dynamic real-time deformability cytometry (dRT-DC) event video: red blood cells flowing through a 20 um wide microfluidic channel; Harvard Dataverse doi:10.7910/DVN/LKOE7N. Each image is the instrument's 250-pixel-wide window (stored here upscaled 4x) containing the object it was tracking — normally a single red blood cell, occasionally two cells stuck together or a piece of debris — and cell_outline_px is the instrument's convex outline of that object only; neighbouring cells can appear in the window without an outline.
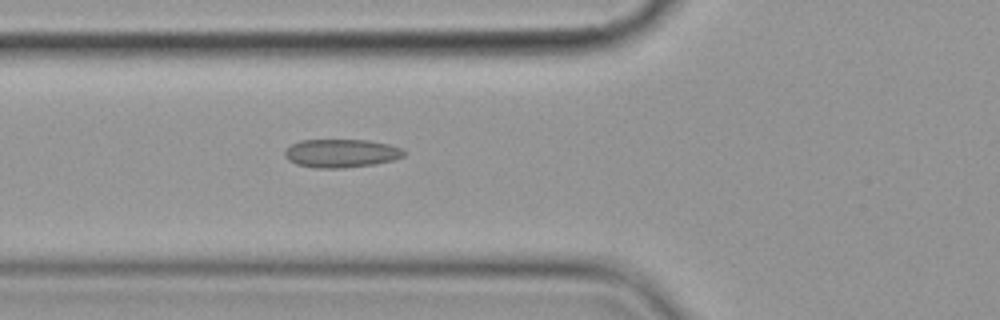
{"species": "common noctule bat (a hibernating species)", "species_latin": "Nyctalus noctula", "temperature_condition": "cold", "stored_images_in_passage": 6, "camera_frame_rate_fps": 3000, "um_per_image_px": 0.085, "animal": {"sex": "female", "body_mass_g": 19.9}, "frame": {"image": 1, "passage_image": 6, "time_ms": 5.667, "image_size_px": [1000, 320], "cell_outline_px": [[404, 156], [392, 160], [372, 164], [340, 168], [316, 168], [296, 164], [288, 160], [284, 156], [284, 152], [292, 144], [300, 140], [368, 140], [388, 144], [400, 148], [404, 152]], "centroid_in_image_um": [28.96, 13.02], "position_along_channel_um": 96.8, "area_um2": 19.48}}